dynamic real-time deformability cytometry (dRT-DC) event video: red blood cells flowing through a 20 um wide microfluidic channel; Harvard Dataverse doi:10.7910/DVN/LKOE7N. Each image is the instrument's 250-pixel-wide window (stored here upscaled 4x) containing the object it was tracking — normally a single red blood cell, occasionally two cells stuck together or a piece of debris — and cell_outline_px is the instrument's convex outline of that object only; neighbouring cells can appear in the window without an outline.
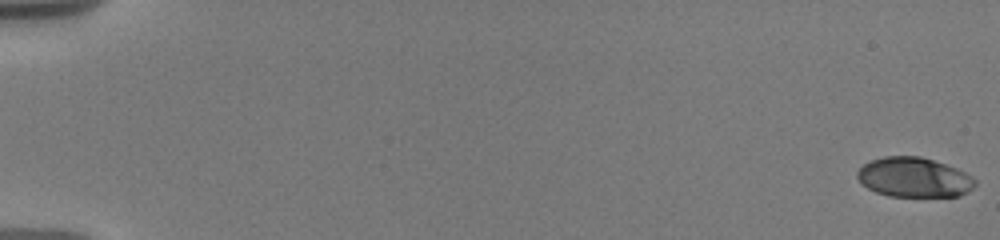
{"species": "human", "species_latin": "Homo sapiens", "temperature_condition": "warm", "stored_images_in_passage": 49, "camera_frame_rate_fps": 3000, "um_per_image_px": 0.085, "donor": {"sex": "male"}, "frame": {"image": 1, "passage_image": 1, "time_ms": 0.0, "image_size_px": [1000, 240], "cell_outline_px": [[976, 184], [968, 192], [960, 196], [888, 196], [876, 192], [868, 188], [856, 176], [856, 172], [864, 164], [872, 160], [884, 156], [920, 156], [956, 168], [972, 176], [976, 180]], "centroid_in_image_um": [77.7, 15.08], "position_along_channel_um": 7.3, "area_um2": 27.11}}
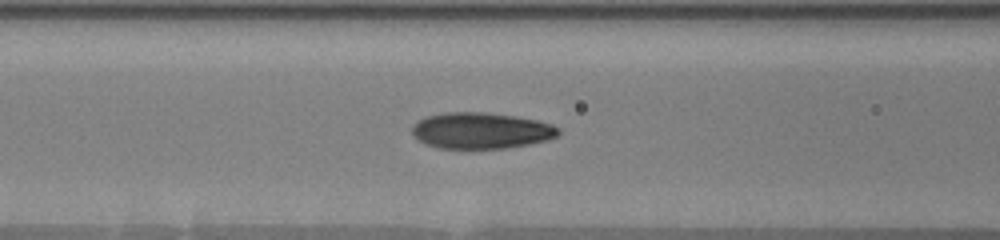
{"frame": {"image": 2, "passage_image": 23, "time_ms": 8.333, "image_size_px": [1000, 240], "cell_outline_px": [[560, 132], [556, 136], [548, 140], [508, 148], [440, 148], [424, 144], [412, 132], [412, 128], [416, 120], [428, 116], [448, 112], [484, 112], [516, 116], [536, 120], [552, 124], [560, 128]], "centroid_in_image_um": [40.91, 11.1], "position_along_channel_um": 125.7, "area_um2": 30.81}}
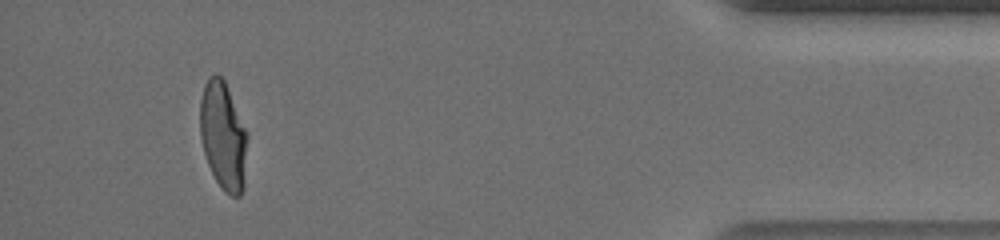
{"frame": {"image": 3, "passage_image": 47, "time_ms": 17.667, "image_size_px": [1000, 240], "cell_outline_px": [[248, 136], [244, 188], [240, 196], [232, 196], [224, 192], [216, 180], [208, 164], [204, 152], [200, 136], [200, 100], [204, 84], [208, 76], [216, 72], [224, 80], [248, 132]], "centroid_in_image_um": [18.98, 11.54], "position_along_channel_um": 416.2, "area_um2": 30.17}, "authors_computed_cell_mechanics": {"area_um2": 29.5358, "velocity_mm_per_s": 3.6689, "shape_relaxation_time_tau1_ms": 5.859, "shape_relaxation_time_tau2_ms": 0.8857, "deformation_change_tau1": 0.2343, "deformation_change_tau2": 0.0624}}